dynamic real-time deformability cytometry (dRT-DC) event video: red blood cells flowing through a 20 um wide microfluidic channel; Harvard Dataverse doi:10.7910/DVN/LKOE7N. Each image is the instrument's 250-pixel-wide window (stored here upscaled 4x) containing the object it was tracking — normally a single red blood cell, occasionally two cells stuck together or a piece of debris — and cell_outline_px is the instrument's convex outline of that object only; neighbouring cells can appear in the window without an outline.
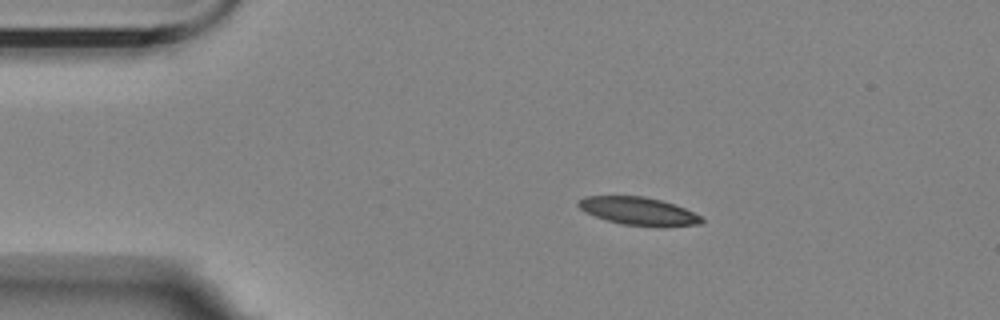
{"species": "Egyptian fruit bat (a non-hibernating species)", "species_latin": "Rousettus aegyptiacus", "temperature_condition": "room temperature", "stored_images_in_passage": 6, "camera_frame_rate_fps": 3000, "um_per_image_px": 0.085, "animal": {"sex": "female"}, "frame": {"image": 1, "passage_image": 3, "time_ms": 2.333, "image_size_px": [1000, 320], "cell_outline_px": [[704, 220], [700, 224], [624, 224], [608, 220], [584, 212], [576, 204], [584, 196], [644, 196], [660, 200], [684, 208], [700, 216]], "centroid_in_image_um": [54.17, 17.89], "position_along_channel_um": 30.8, "area_um2": 18.96}}
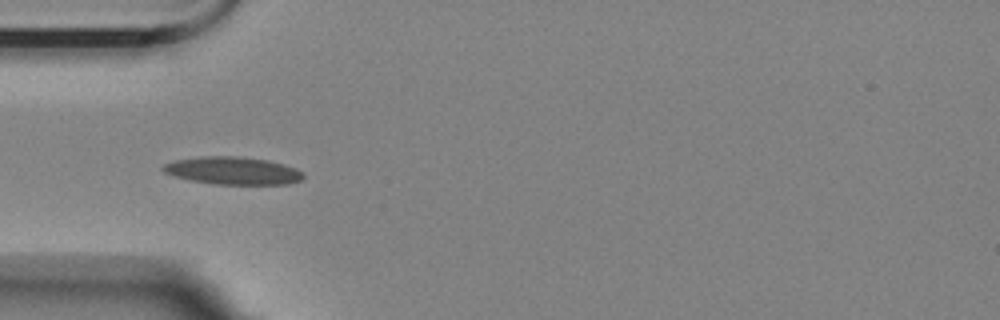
{"frame": {"image": 2, "passage_image": 5, "time_ms": 4.667, "image_size_px": [1000, 320], "cell_outline_px": [[304, 176], [300, 180], [288, 184], [212, 184], [188, 180], [164, 172], [160, 168], [164, 164], [176, 160], [204, 156], [236, 156], [268, 160], [296, 168], [304, 172]], "centroid_in_image_um": [19.79, 14.51], "position_along_channel_um": 65.2, "area_um2": 22.54}}
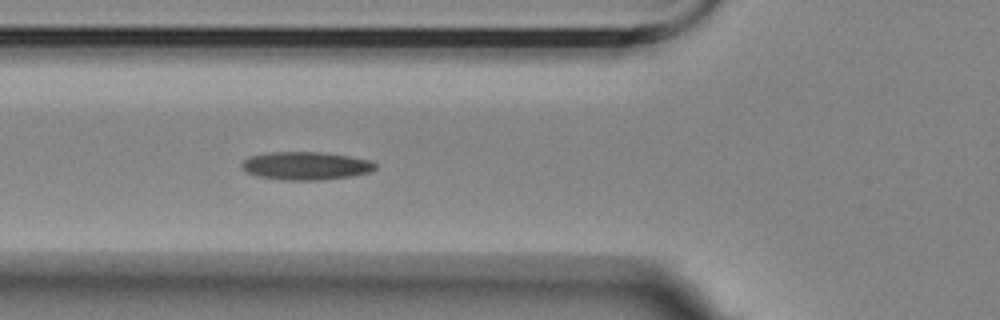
{"frame": {"image": 3, "passage_image": 6, "time_ms": 5.667, "image_size_px": [1000, 320], "cell_outline_px": [[376, 168], [368, 172], [352, 176], [320, 180], [284, 180], [256, 176], [244, 172], [240, 164], [248, 156], [268, 152], [320, 152], [348, 156], [368, 160], [376, 164]], "centroid_in_image_um": [25.92, 14.09], "position_along_channel_um": 99.9, "area_um2": 21.91}}